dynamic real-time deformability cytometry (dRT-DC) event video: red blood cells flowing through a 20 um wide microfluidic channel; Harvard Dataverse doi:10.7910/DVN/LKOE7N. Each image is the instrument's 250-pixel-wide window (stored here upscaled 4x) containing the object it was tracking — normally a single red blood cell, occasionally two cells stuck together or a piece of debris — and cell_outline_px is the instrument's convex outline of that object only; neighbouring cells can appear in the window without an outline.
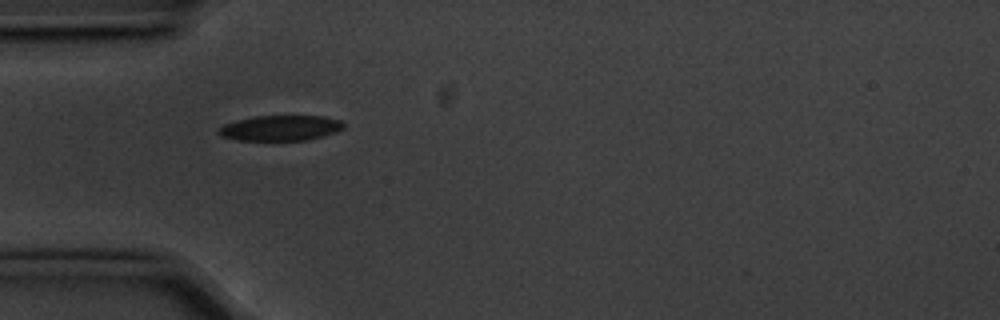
{"species": "common noctule bat (a hibernating species)", "species_latin": "Nyctalus noctula", "temperature_condition": "cold", "stored_images_in_passage": 28, "camera_frame_rate_fps": 3000, "um_per_image_px": 0.085, "animal": {"sex": "male", "body_mass_g": 20.1, "forearm_length_mm": 53.5}, "frame": {"image": 1, "passage_image": 1, "time_ms": 0.0, "image_size_px": [1000, 320], "cell_outline_px": [[344, 128], [336, 132], [324, 136], [308, 140], [236, 140], [220, 136], [216, 132], [224, 124], [236, 120], [256, 116], [324, 116], [340, 120], [344, 124]], "centroid_in_image_um": [23.84, 10.88], "position_along_channel_um": 61.2, "area_um2": 18.55}}
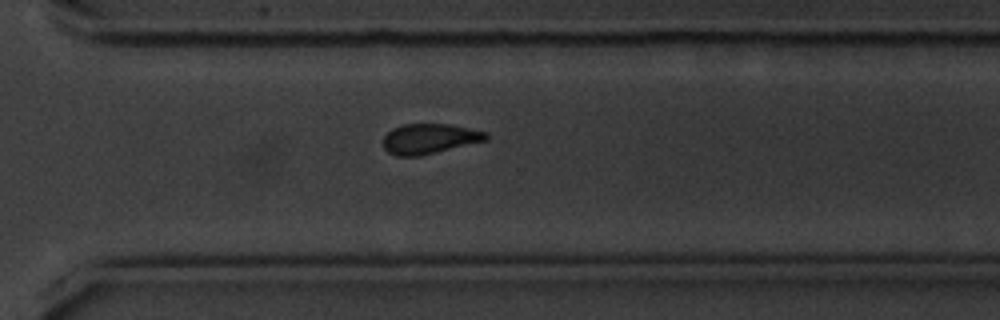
{"frame": {"image": 2, "passage_image": 24, "time_ms": 7.667, "image_size_px": [1000, 320], "cell_outline_px": [[488, 140], [420, 156], [396, 156], [388, 152], [384, 148], [384, 136], [392, 128], [404, 124], [448, 124], [488, 132]], "centroid_in_image_um": [36.51, 11.79], "position_along_channel_um": 334.1, "area_um2": 18.03}, "authors_computed_cell_mechanics": {"area_um2": 19.1607, "velocity_mm_per_s": 3.5804, "shape_relaxation_time_tau1_ms": 2.1857, "shape_relaxation_time_tau2_ms": null, "deformation_change_tau1": 0.0974, "deformation_change_tau2": null}}